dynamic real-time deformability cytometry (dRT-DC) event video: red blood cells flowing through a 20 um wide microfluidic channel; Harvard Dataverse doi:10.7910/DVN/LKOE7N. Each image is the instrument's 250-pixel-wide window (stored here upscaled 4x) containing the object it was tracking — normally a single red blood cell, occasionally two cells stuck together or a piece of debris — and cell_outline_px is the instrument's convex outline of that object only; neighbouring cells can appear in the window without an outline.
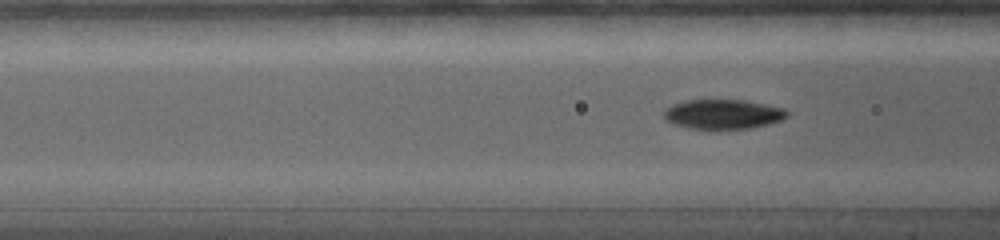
{"species": "common noctule bat (a hibernating species)", "species_latin": "Nyctalus noctula", "temperature_condition": "warm", "stored_images_in_passage": 82, "camera_frame_rate_fps": 5000, "um_per_image_px": 0.085, "animal": {"sex": "female", "body_mass_g": 19.0, "forearm_length_mm": 56.7}, "frame": {"image": 1, "passage_image": 24, "time_ms": 4.6, "image_size_px": [1000, 240], "cell_outline_px": [[788, 116], [784, 120], [752, 128], [716, 132], [708, 132], [688, 128], [672, 124], [664, 116], [664, 108], [672, 104], [684, 100], [744, 100], [784, 108], [788, 112]], "centroid_in_image_um": [61.43, 9.76], "position_along_channel_um": 105.2, "area_um2": 22.25}}
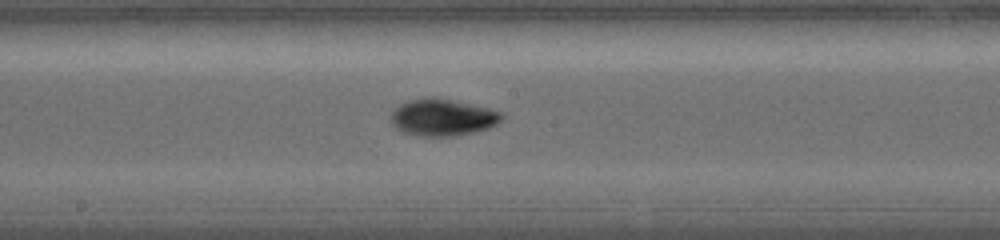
{"frame": {"image": 2, "passage_image": 39, "time_ms": 7.4, "image_size_px": [1000, 240], "cell_outline_px": [[504, 116], [496, 124], [488, 128], [472, 132], [452, 136], [424, 136], [404, 132], [396, 128], [392, 124], [392, 112], [400, 104], [408, 100], [424, 96], [432, 96], [452, 100], [488, 108], [500, 112]], "centroid_in_image_um": [37.6, 9.96], "position_along_channel_um": 210.6, "area_um2": 23.58}}
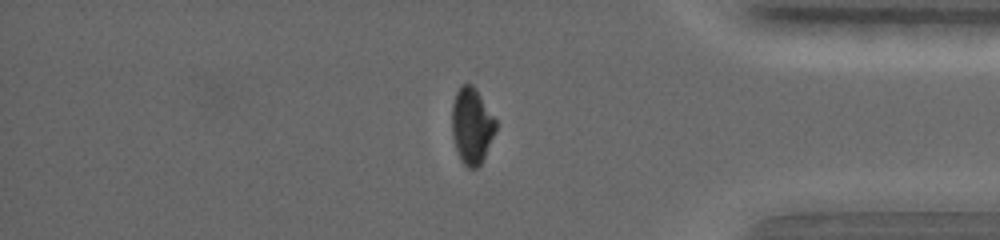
{"frame": {"image": 3, "passage_image": 68, "time_ms": 12.8, "image_size_px": [1000, 240], "cell_outline_px": [[496, 132], [480, 164], [476, 168], [468, 168], [460, 160], [452, 136], [452, 104], [456, 92], [460, 84], [472, 84], [476, 88], [496, 120]], "centroid_in_image_um": [40.09, 10.67], "position_along_channel_um": 395.1, "area_um2": 19.48}, "authors_computed_cell_mechanics": {"area_um2": 21.2126, "velocity_mm_per_s": 3.774, "shape_relaxation_time_tau1_ms": 3.7242, "shape_relaxation_time_tau2_ms": null, "deformation_change_tau1": 0.1967, "deformation_change_tau2": null}}